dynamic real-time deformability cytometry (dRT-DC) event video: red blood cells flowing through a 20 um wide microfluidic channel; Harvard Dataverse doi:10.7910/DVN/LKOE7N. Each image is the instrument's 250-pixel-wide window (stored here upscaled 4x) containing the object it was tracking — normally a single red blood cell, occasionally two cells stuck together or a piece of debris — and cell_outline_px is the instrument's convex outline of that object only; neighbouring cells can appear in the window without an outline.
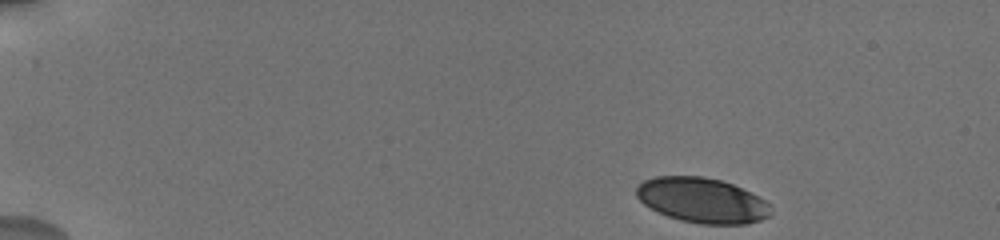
{"species": "human", "species_latin": "Homo sapiens", "temperature_condition": "cold", "stored_images_in_passage": 29, "camera_frame_rate_fps": 3000, "um_per_image_px": 0.085, "donor": {"sex": "male"}, "frame": {"image": 1, "passage_image": 1, "time_ms": 0.0, "image_size_px": [1000, 240], "cell_outline_px": [[772, 212], [768, 216], [760, 220], [744, 224], [700, 224], [680, 220], [668, 216], [644, 204], [636, 196], [636, 184], [644, 180], [656, 176], [704, 176], [720, 180], [732, 184], [764, 200], [768, 204]], "centroid_in_image_um": [59.64, 17.02], "position_along_channel_um": 25.4, "area_um2": 35.03}}
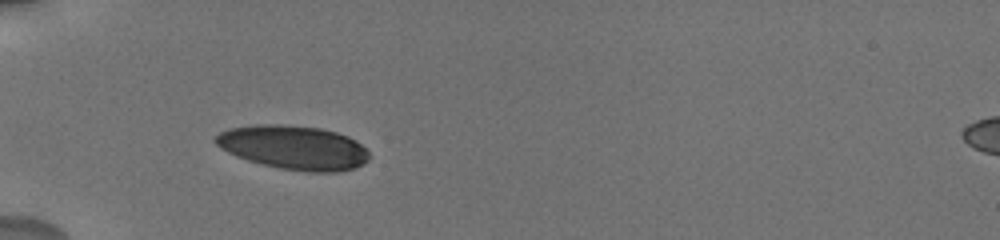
{"frame": {"image": 2, "passage_image": 20, "time_ms": 3.667, "image_size_px": [1000, 240], "cell_outline_px": [[368, 160], [364, 164], [352, 168], [336, 172], [308, 172], [280, 168], [248, 160], [236, 156], [220, 148], [212, 140], [220, 132], [228, 128], [256, 124], [280, 124], [320, 128], [336, 132], [348, 136], [356, 140], [368, 152]], "centroid_in_image_um": [24.93, 12.53], "position_along_channel_um": 60.1, "area_um2": 39.36}}
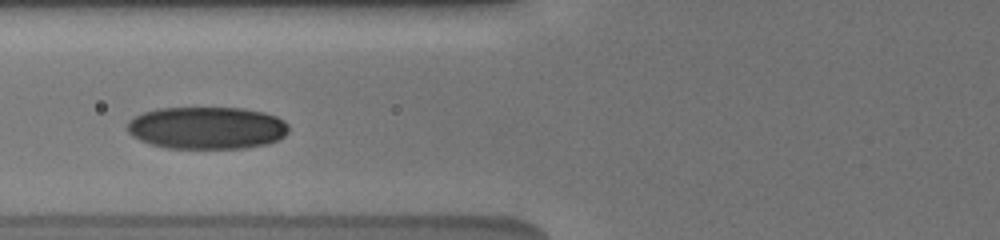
{"frame": {"image": 3, "passage_image": 28, "time_ms": 5.333, "image_size_px": [1000, 240], "cell_outline_px": [[288, 132], [284, 136], [268, 144], [244, 148], [168, 148], [152, 144], [140, 140], [132, 136], [128, 132], [128, 120], [144, 112], [160, 108], [244, 108], [264, 112], [276, 116], [284, 120], [288, 124]], "centroid_in_image_um": [17.61, 10.87], "position_along_channel_um": 108.2, "area_um2": 39.88}}